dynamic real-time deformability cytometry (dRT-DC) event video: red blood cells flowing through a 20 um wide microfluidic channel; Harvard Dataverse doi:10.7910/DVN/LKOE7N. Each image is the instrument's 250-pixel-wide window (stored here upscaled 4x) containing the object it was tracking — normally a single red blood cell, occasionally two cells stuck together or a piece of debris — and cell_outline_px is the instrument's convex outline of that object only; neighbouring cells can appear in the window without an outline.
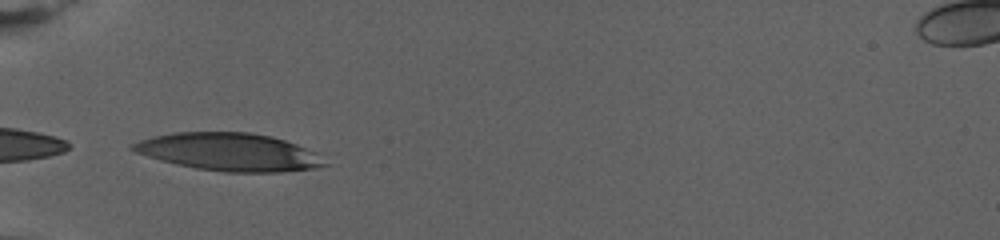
{"species": "human", "species_latin": "Homo sapiens", "temperature_condition": "warm", "stored_images_in_passage": 47, "camera_frame_rate_fps": 3000, "um_per_image_px": 0.085, "donor": {"sex": "female"}, "frame": {"image": 1, "passage_image": 1, "time_ms": 0.0, "image_size_px": [1000, 240], "cell_outline_px": [[332, 164], [316, 168], [280, 172], [224, 172], [196, 168], [176, 164], [160, 160], [136, 152], [128, 148], [132, 144], [140, 140], [152, 136], [176, 132], [248, 132], [268, 136], [284, 140], [296, 144], [312, 152]], "centroid_in_image_um": [19.46, 12.92], "position_along_channel_um": 65.5, "area_um2": 41.96}}
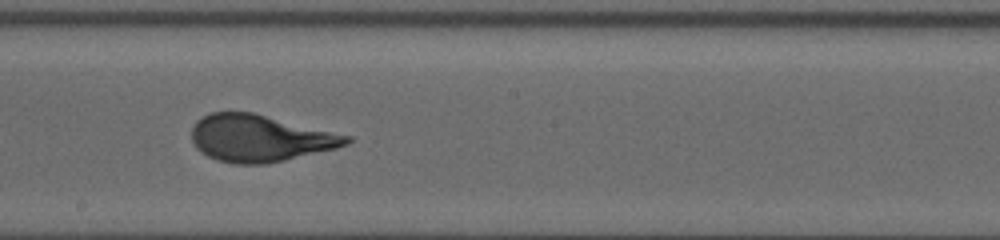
{"frame": {"image": 2, "passage_image": 19, "time_ms": 6.0, "image_size_px": [1000, 240], "cell_outline_px": [[352, 140], [348, 144], [336, 148], [284, 160], [264, 164], [232, 164], [216, 160], [200, 152], [196, 148], [192, 140], [192, 128], [196, 120], [208, 112], [252, 112], [352, 136]], "centroid_in_image_um": [22.06, 11.75], "position_along_channel_um": 226.1, "area_um2": 42.37}}
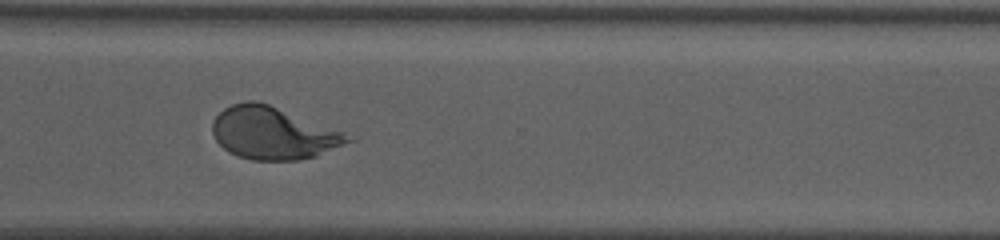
{"frame": {"image": 3, "passage_image": 32, "time_ms": 10.333, "image_size_px": [1000, 240], "cell_outline_px": [[356, 140], [316, 156], [296, 160], [252, 160], [228, 152], [216, 140], [212, 132], [212, 120], [224, 108], [232, 104], [248, 100], [256, 100], [268, 104], [344, 132]], "centroid_in_image_um": [23.21, 11.31], "position_along_channel_um": 347.4, "area_um2": 41.1}, "authors_computed_cell_mechanics": {"area_um2": 42.3674, "velocity_mm_per_s": 2.8049, "shape_relaxation_time_tau1_ms": 5.1071, "shape_relaxation_time_tau2_ms": null, "deformation_change_tau1": 0.2386, "deformation_change_tau2": null}}